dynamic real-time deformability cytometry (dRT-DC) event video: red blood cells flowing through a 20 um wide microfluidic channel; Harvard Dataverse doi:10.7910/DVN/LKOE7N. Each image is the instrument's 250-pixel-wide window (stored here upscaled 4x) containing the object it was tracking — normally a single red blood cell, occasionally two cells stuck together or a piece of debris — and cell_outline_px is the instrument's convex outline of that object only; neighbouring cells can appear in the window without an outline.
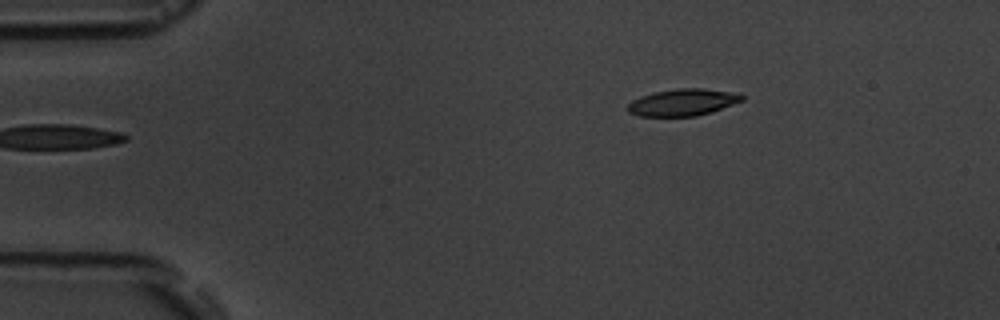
{"species": "common noctule bat (a hibernating species)", "species_latin": "Nyctalus noctula", "temperature_condition": "room temperature", "stored_images_in_passage": 3, "camera_frame_rate_fps": 3000, "um_per_image_px": 0.085, "animal": {"sex": "male", "body_mass_g": 19.5, "forearm_length_mm": 54.6}, "frame": {"image": 1, "passage_image": 3, "time_ms": 2.0, "image_size_px": [1000, 320], "cell_outline_px": [[744, 100], [712, 112], [696, 116], [640, 116], [628, 112], [624, 108], [632, 100], [640, 96], [652, 92], [676, 88], [704, 88], [740, 92], [744, 96]], "centroid_in_image_um": [58.05, 8.68], "position_along_channel_um": 27.0, "area_um2": 18.32}}